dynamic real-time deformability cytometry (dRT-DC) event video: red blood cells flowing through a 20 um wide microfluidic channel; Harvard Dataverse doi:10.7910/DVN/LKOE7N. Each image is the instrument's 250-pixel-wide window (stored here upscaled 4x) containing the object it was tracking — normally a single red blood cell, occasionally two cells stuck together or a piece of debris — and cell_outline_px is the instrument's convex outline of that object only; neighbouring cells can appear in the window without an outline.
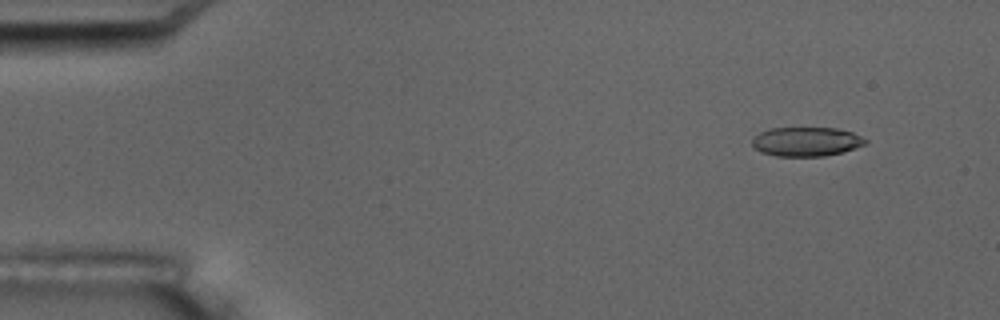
{"species": "common noctule bat (a hibernating species)", "species_latin": "Nyctalus noctula", "temperature_condition": "room temperature", "stored_images_in_passage": 5, "camera_frame_rate_fps": 3000, "um_per_image_px": 0.085, "animal": {"sex": "male", "body_mass_g": 17.5, "forearm_length_mm": 52.3}, "frame": {"image": 1, "passage_image": 2, "time_ms": 1.333, "image_size_px": [1000, 320], "cell_outline_px": [[868, 144], [844, 152], [824, 156], [776, 156], [760, 152], [752, 144], [752, 136], [760, 132], [772, 128], [836, 128], [852, 132], [868, 140]], "centroid_in_image_um": [68.55, 12.04], "position_along_channel_um": 16.4, "area_um2": 19.42}}